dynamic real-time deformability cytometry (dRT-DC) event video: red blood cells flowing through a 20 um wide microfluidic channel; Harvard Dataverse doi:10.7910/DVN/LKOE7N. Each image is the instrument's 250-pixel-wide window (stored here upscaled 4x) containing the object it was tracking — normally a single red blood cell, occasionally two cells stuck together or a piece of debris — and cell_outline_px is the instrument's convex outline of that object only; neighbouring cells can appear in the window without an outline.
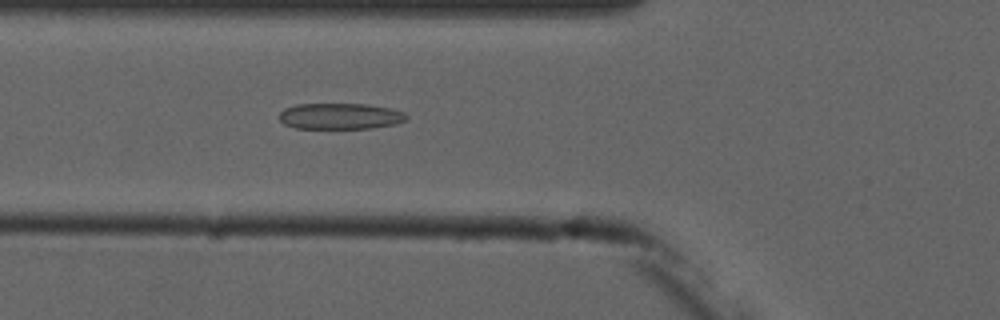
{"species": "common noctule bat (a hibernating species)", "species_latin": "Nyctalus noctula", "temperature_condition": "cold", "stored_images_in_passage": 6, "camera_frame_rate_fps": 3000, "um_per_image_px": 0.085, "animal": {"sex": "male", "forearm_length_mm": 52.5}, "frame": {"image": 1, "passage_image": 6, "time_ms": 6.667, "image_size_px": [1000, 320], "cell_outline_px": [[408, 120], [396, 124], [372, 128], [296, 128], [284, 124], [276, 116], [284, 108], [296, 104], [368, 104], [392, 108], [404, 112], [408, 116]], "centroid_in_image_um": [28.93, 9.87], "position_along_channel_um": 96.9, "area_um2": 19.59}}